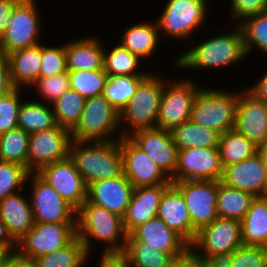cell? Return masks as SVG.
Segmentation results:
<instances>
[{
  "label": "cell",
  "mask_w": 267,
  "mask_h": 267,
  "mask_svg": "<svg viewBox=\"0 0 267 267\" xmlns=\"http://www.w3.org/2000/svg\"><path fill=\"white\" fill-rule=\"evenodd\" d=\"M32 87L39 91L38 93L44 101L46 100L52 105L70 88L68 71L51 77H40Z\"/></svg>",
  "instance_id": "46"
},
{
  "label": "cell",
  "mask_w": 267,
  "mask_h": 267,
  "mask_svg": "<svg viewBox=\"0 0 267 267\" xmlns=\"http://www.w3.org/2000/svg\"><path fill=\"white\" fill-rule=\"evenodd\" d=\"M85 102V98L69 88L52 104L56 125L72 131L80 121Z\"/></svg>",
  "instance_id": "38"
},
{
  "label": "cell",
  "mask_w": 267,
  "mask_h": 267,
  "mask_svg": "<svg viewBox=\"0 0 267 267\" xmlns=\"http://www.w3.org/2000/svg\"><path fill=\"white\" fill-rule=\"evenodd\" d=\"M148 22V23H147ZM136 23L125 29L121 36L122 47L129 49L140 59H146L153 56L159 42V27L157 21Z\"/></svg>",
  "instance_id": "28"
},
{
  "label": "cell",
  "mask_w": 267,
  "mask_h": 267,
  "mask_svg": "<svg viewBox=\"0 0 267 267\" xmlns=\"http://www.w3.org/2000/svg\"><path fill=\"white\" fill-rule=\"evenodd\" d=\"M241 222L243 245L267 246V196L255 197Z\"/></svg>",
  "instance_id": "29"
},
{
  "label": "cell",
  "mask_w": 267,
  "mask_h": 267,
  "mask_svg": "<svg viewBox=\"0 0 267 267\" xmlns=\"http://www.w3.org/2000/svg\"><path fill=\"white\" fill-rule=\"evenodd\" d=\"M230 17L239 24L250 16L267 10V0H231Z\"/></svg>",
  "instance_id": "47"
},
{
  "label": "cell",
  "mask_w": 267,
  "mask_h": 267,
  "mask_svg": "<svg viewBox=\"0 0 267 267\" xmlns=\"http://www.w3.org/2000/svg\"><path fill=\"white\" fill-rule=\"evenodd\" d=\"M101 253L99 267H130L128 259L123 251Z\"/></svg>",
  "instance_id": "48"
},
{
  "label": "cell",
  "mask_w": 267,
  "mask_h": 267,
  "mask_svg": "<svg viewBox=\"0 0 267 267\" xmlns=\"http://www.w3.org/2000/svg\"><path fill=\"white\" fill-rule=\"evenodd\" d=\"M28 182L32 185L29 198L35 223L77 222V210L37 173H30Z\"/></svg>",
  "instance_id": "12"
},
{
  "label": "cell",
  "mask_w": 267,
  "mask_h": 267,
  "mask_svg": "<svg viewBox=\"0 0 267 267\" xmlns=\"http://www.w3.org/2000/svg\"><path fill=\"white\" fill-rule=\"evenodd\" d=\"M169 267H201V261L190 251L179 259H176Z\"/></svg>",
  "instance_id": "54"
},
{
  "label": "cell",
  "mask_w": 267,
  "mask_h": 267,
  "mask_svg": "<svg viewBox=\"0 0 267 267\" xmlns=\"http://www.w3.org/2000/svg\"><path fill=\"white\" fill-rule=\"evenodd\" d=\"M206 0H168L165 8L156 20L159 32L166 36L186 39L193 31L203 26L207 18Z\"/></svg>",
  "instance_id": "10"
},
{
  "label": "cell",
  "mask_w": 267,
  "mask_h": 267,
  "mask_svg": "<svg viewBox=\"0 0 267 267\" xmlns=\"http://www.w3.org/2000/svg\"><path fill=\"white\" fill-rule=\"evenodd\" d=\"M123 252L130 267H169L176 259L166 252L149 247L147 242L127 235Z\"/></svg>",
  "instance_id": "32"
},
{
  "label": "cell",
  "mask_w": 267,
  "mask_h": 267,
  "mask_svg": "<svg viewBox=\"0 0 267 267\" xmlns=\"http://www.w3.org/2000/svg\"><path fill=\"white\" fill-rule=\"evenodd\" d=\"M257 153L261 156L264 167L267 171V141L257 147Z\"/></svg>",
  "instance_id": "55"
},
{
  "label": "cell",
  "mask_w": 267,
  "mask_h": 267,
  "mask_svg": "<svg viewBox=\"0 0 267 267\" xmlns=\"http://www.w3.org/2000/svg\"><path fill=\"white\" fill-rule=\"evenodd\" d=\"M128 138L171 178L177 165V147L170 131L161 128L138 130Z\"/></svg>",
  "instance_id": "18"
},
{
  "label": "cell",
  "mask_w": 267,
  "mask_h": 267,
  "mask_svg": "<svg viewBox=\"0 0 267 267\" xmlns=\"http://www.w3.org/2000/svg\"><path fill=\"white\" fill-rule=\"evenodd\" d=\"M230 33L215 35L197 44L178 56L175 61L181 69L224 67L241 62L247 57L244 48L243 34L236 23Z\"/></svg>",
  "instance_id": "3"
},
{
  "label": "cell",
  "mask_w": 267,
  "mask_h": 267,
  "mask_svg": "<svg viewBox=\"0 0 267 267\" xmlns=\"http://www.w3.org/2000/svg\"><path fill=\"white\" fill-rule=\"evenodd\" d=\"M242 244L241 222L218 217L197 231L189 251L202 263L219 262Z\"/></svg>",
  "instance_id": "6"
},
{
  "label": "cell",
  "mask_w": 267,
  "mask_h": 267,
  "mask_svg": "<svg viewBox=\"0 0 267 267\" xmlns=\"http://www.w3.org/2000/svg\"><path fill=\"white\" fill-rule=\"evenodd\" d=\"M158 76L150 72L139 84L129 103L119 113V126L125 123L127 125L120 132V138L128 137L138 130L157 127L159 105L165 85L164 77Z\"/></svg>",
  "instance_id": "5"
},
{
  "label": "cell",
  "mask_w": 267,
  "mask_h": 267,
  "mask_svg": "<svg viewBox=\"0 0 267 267\" xmlns=\"http://www.w3.org/2000/svg\"><path fill=\"white\" fill-rule=\"evenodd\" d=\"M133 190L132 183L122 173L117 177L102 179L88 184L86 200L124 217Z\"/></svg>",
  "instance_id": "21"
},
{
  "label": "cell",
  "mask_w": 267,
  "mask_h": 267,
  "mask_svg": "<svg viewBox=\"0 0 267 267\" xmlns=\"http://www.w3.org/2000/svg\"><path fill=\"white\" fill-rule=\"evenodd\" d=\"M173 142L177 150L188 148H218L220 134L214 130L204 128L191 120L183 122L171 131Z\"/></svg>",
  "instance_id": "30"
},
{
  "label": "cell",
  "mask_w": 267,
  "mask_h": 267,
  "mask_svg": "<svg viewBox=\"0 0 267 267\" xmlns=\"http://www.w3.org/2000/svg\"><path fill=\"white\" fill-rule=\"evenodd\" d=\"M174 80L171 83L165 81L157 117V128L167 131L190 120L191 105L200 89L189 78Z\"/></svg>",
  "instance_id": "11"
},
{
  "label": "cell",
  "mask_w": 267,
  "mask_h": 267,
  "mask_svg": "<svg viewBox=\"0 0 267 267\" xmlns=\"http://www.w3.org/2000/svg\"><path fill=\"white\" fill-rule=\"evenodd\" d=\"M21 88H15L0 98V134L18 127V112L23 101Z\"/></svg>",
  "instance_id": "45"
},
{
  "label": "cell",
  "mask_w": 267,
  "mask_h": 267,
  "mask_svg": "<svg viewBox=\"0 0 267 267\" xmlns=\"http://www.w3.org/2000/svg\"><path fill=\"white\" fill-rule=\"evenodd\" d=\"M218 149L222 167L239 163L257 153V146L235 128L220 135Z\"/></svg>",
  "instance_id": "34"
},
{
  "label": "cell",
  "mask_w": 267,
  "mask_h": 267,
  "mask_svg": "<svg viewBox=\"0 0 267 267\" xmlns=\"http://www.w3.org/2000/svg\"><path fill=\"white\" fill-rule=\"evenodd\" d=\"M69 157L74 161L86 185L123 173L120 140L96 142L72 140Z\"/></svg>",
  "instance_id": "2"
},
{
  "label": "cell",
  "mask_w": 267,
  "mask_h": 267,
  "mask_svg": "<svg viewBox=\"0 0 267 267\" xmlns=\"http://www.w3.org/2000/svg\"><path fill=\"white\" fill-rule=\"evenodd\" d=\"M172 184L140 186L133 190L130 203L123 217L127 234L148 220L157 217L159 204L164 192Z\"/></svg>",
  "instance_id": "23"
},
{
  "label": "cell",
  "mask_w": 267,
  "mask_h": 267,
  "mask_svg": "<svg viewBox=\"0 0 267 267\" xmlns=\"http://www.w3.org/2000/svg\"><path fill=\"white\" fill-rule=\"evenodd\" d=\"M9 62L11 82L15 88L31 87L40 78L41 43L5 56Z\"/></svg>",
  "instance_id": "27"
},
{
  "label": "cell",
  "mask_w": 267,
  "mask_h": 267,
  "mask_svg": "<svg viewBox=\"0 0 267 267\" xmlns=\"http://www.w3.org/2000/svg\"><path fill=\"white\" fill-rule=\"evenodd\" d=\"M220 182L256 197L267 196V171L258 153L239 163L224 166Z\"/></svg>",
  "instance_id": "19"
},
{
  "label": "cell",
  "mask_w": 267,
  "mask_h": 267,
  "mask_svg": "<svg viewBox=\"0 0 267 267\" xmlns=\"http://www.w3.org/2000/svg\"><path fill=\"white\" fill-rule=\"evenodd\" d=\"M40 77L67 72L65 44L61 46H45L41 44Z\"/></svg>",
  "instance_id": "44"
},
{
  "label": "cell",
  "mask_w": 267,
  "mask_h": 267,
  "mask_svg": "<svg viewBox=\"0 0 267 267\" xmlns=\"http://www.w3.org/2000/svg\"><path fill=\"white\" fill-rule=\"evenodd\" d=\"M146 77L129 75L109 77L102 95L120 113Z\"/></svg>",
  "instance_id": "37"
},
{
  "label": "cell",
  "mask_w": 267,
  "mask_h": 267,
  "mask_svg": "<svg viewBox=\"0 0 267 267\" xmlns=\"http://www.w3.org/2000/svg\"><path fill=\"white\" fill-rule=\"evenodd\" d=\"M11 82L9 62L5 56H0V98L14 90Z\"/></svg>",
  "instance_id": "50"
},
{
  "label": "cell",
  "mask_w": 267,
  "mask_h": 267,
  "mask_svg": "<svg viewBox=\"0 0 267 267\" xmlns=\"http://www.w3.org/2000/svg\"><path fill=\"white\" fill-rule=\"evenodd\" d=\"M89 254L75 236L66 246L35 259L37 267H84Z\"/></svg>",
  "instance_id": "36"
},
{
  "label": "cell",
  "mask_w": 267,
  "mask_h": 267,
  "mask_svg": "<svg viewBox=\"0 0 267 267\" xmlns=\"http://www.w3.org/2000/svg\"><path fill=\"white\" fill-rule=\"evenodd\" d=\"M220 262L224 267H267V249L242 244Z\"/></svg>",
  "instance_id": "43"
},
{
  "label": "cell",
  "mask_w": 267,
  "mask_h": 267,
  "mask_svg": "<svg viewBox=\"0 0 267 267\" xmlns=\"http://www.w3.org/2000/svg\"><path fill=\"white\" fill-rule=\"evenodd\" d=\"M140 61L141 59L137 55H134L120 44L114 46L110 52L104 48L103 69L109 77L122 75L148 76L150 73L142 72V70L140 72V69H138V66L141 65Z\"/></svg>",
  "instance_id": "35"
},
{
  "label": "cell",
  "mask_w": 267,
  "mask_h": 267,
  "mask_svg": "<svg viewBox=\"0 0 267 267\" xmlns=\"http://www.w3.org/2000/svg\"><path fill=\"white\" fill-rule=\"evenodd\" d=\"M21 192L0 200V220L16 244L35 224L31 202Z\"/></svg>",
  "instance_id": "25"
},
{
  "label": "cell",
  "mask_w": 267,
  "mask_h": 267,
  "mask_svg": "<svg viewBox=\"0 0 267 267\" xmlns=\"http://www.w3.org/2000/svg\"><path fill=\"white\" fill-rule=\"evenodd\" d=\"M30 173L20 164L0 160V200L22 191Z\"/></svg>",
  "instance_id": "42"
},
{
  "label": "cell",
  "mask_w": 267,
  "mask_h": 267,
  "mask_svg": "<svg viewBox=\"0 0 267 267\" xmlns=\"http://www.w3.org/2000/svg\"><path fill=\"white\" fill-rule=\"evenodd\" d=\"M77 222L35 223L18 241L16 251L36 259L66 246L76 236Z\"/></svg>",
  "instance_id": "9"
},
{
  "label": "cell",
  "mask_w": 267,
  "mask_h": 267,
  "mask_svg": "<svg viewBox=\"0 0 267 267\" xmlns=\"http://www.w3.org/2000/svg\"><path fill=\"white\" fill-rule=\"evenodd\" d=\"M255 197L251 193L228 187L217 181L216 210L218 217L241 221Z\"/></svg>",
  "instance_id": "31"
},
{
  "label": "cell",
  "mask_w": 267,
  "mask_h": 267,
  "mask_svg": "<svg viewBox=\"0 0 267 267\" xmlns=\"http://www.w3.org/2000/svg\"><path fill=\"white\" fill-rule=\"evenodd\" d=\"M36 0H22L11 17L8 28L0 36V56L38 45L41 27Z\"/></svg>",
  "instance_id": "8"
},
{
  "label": "cell",
  "mask_w": 267,
  "mask_h": 267,
  "mask_svg": "<svg viewBox=\"0 0 267 267\" xmlns=\"http://www.w3.org/2000/svg\"><path fill=\"white\" fill-rule=\"evenodd\" d=\"M127 235L123 217L104 207L86 200L77 210L76 236L82 241L88 254L92 252L90 250L95 239L106 244L103 252L123 251Z\"/></svg>",
  "instance_id": "1"
},
{
  "label": "cell",
  "mask_w": 267,
  "mask_h": 267,
  "mask_svg": "<svg viewBox=\"0 0 267 267\" xmlns=\"http://www.w3.org/2000/svg\"><path fill=\"white\" fill-rule=\"evenodd\" d=\"M1 267H37V264L34 259L25 257L17 251H14L5 254Z\"/></svg>",
  "instance_id": "51"
},
{
  "label": "cell",
  "mask_w": 267,
  "mask_h": 267,
  "mask_svg": "<svg viewBox=\"0 0 267 267\" xmlns=\"http://www.w3.org/2000/svg\"><path fill=\"white\" fill-rule=\"evenodd\" d=\"M6 252L0 247V267Z\"/></svg>",
  "instance_id": "57"
},
{
  "label": "cell",
  "mask_w": 267,
  "mask_h": 267,
  "mask_svg": "<svg viewBox=\"0 0 267 267\" xmlns=\"http://www.w3.org/2000/svg\"><path fill=\"white\" fill-rule=\"evenodd\" d=\"M70 89L78 92L83 98L89 99L102 95L109 78L105 70L68 71Z\"/></svg>",
  "instance_id": "40"
},
{
  "label": "cell",
  "mask_w": 267,
  "mask_h": 267,
  "mask_svg": "<svg viewBox=\"0 0 267 267\" xmlns=\"http://www.w3.org/2000/svg\"><path fill=\"white\" fill-rule=\"evenodd\" d=\"M30 134L16 127L0 134V160L20 164L28 169Z\"/></svg>",
  "instance_id": "39"
},
{
  "label": "cell",
  "mask_w": 267,
  "mask_h": 267,
  "mask_svg": "<svg viewBox=\"0 0 267 267\" xmlns=\"http://www.w3.org/2000/svg\"><path fill=\"white\" fill-rule=\"evenodd\" d=\"M136 240L147 242L149 247L171 254L175 259L189 252V244L159 217L152 218L130 233Z\"/></svg>",
  "instance_id": "22"
},
{
  "label": "cell",
  "mask_w": 267,
  "mask_h": 267,
  "mask_svg": "<svg viewBox=\"0 0 267 267\" xmlns=\"http://www.w3.org/2000/svg\"><path fill=\"white\" fill-rule=\"evenodd\" d=\"M85 37L65 43L67 71H92L103 68L104 45L96 36Z\"/></svg>",
  "instance_id": "26"
},
{
  "label": "cell",
  "mask_w": 267,
  "mask_h": 267,
  "mask_svg": "<svg viewBox=\"0 0 267 267\" xmlns=\"http://www.w3.org/2000/svg\"><path fill=\"white\" fill-rule=\"evenodd\" d=\"M256 83L247 88L257 99L262 100L267 105V71Z\"/></svg>",
  "instance_id": "52"
},
{
  "label": "cell",
  "mask_w": 267,
  "mask_h": 267,
  "mask_svg": "<svg viewBox=\"0 0 267 267\" xmlns=\"http://www.w3.org/2000/svg\"><path fill=\"white\" fill-rule=\"evenodd\" d=\"M56 126L53 106L42 101H23L18 112V127L32 134Z\"/></svg>",
  "instance_id": "33"
},
{
  "label": "cell",
  "mask_w": 267,
  "mask_h": 267,
  "mask_svg": "<svg viewBox=\"0 0 267 267\" xmlns=\"http://www.w3.org/2000/svg\"><path fill=\"white\" fill-rule=\"evenodd\" d=\"M0 247L7 252L16 251V243L9 236L5 224L0 220Z\"/></svg>",
  "instance_id": "53"
},
{
  "label": "cell",
  "mask_w": 267,
  "mask_h": 267,
  "mask_svg": "<svg viewBox=\"0 0 267 267\" xmlns=\"http://www.w3.org/2000/svg\"><path fill=\"white\" fill-rule=\"evenodd\" d=\"M119 113L103 95L86 99L79 123L71 131L74 141H113L119 128ZM112 135V137H111Z\"/></svg>",
  "instance_id": "7"
},
{
  "label": "cell",
  "mask_w": 267,
  "mask_h": 267,
  "mask_svg": "<svg viewBox=\"0 0 267 267\" xmlns=\"http://www.w3.org/2000/svg\"><path fill=\"white\" fill-rule=\"evenodd\" d=\"M22 0H0V36L8 28L15 7Z\"/></svg>",
  "instance_id": "49"
},
{
  "label": "cell",
  "mask_w": 267,
  "mask_h": 267,
  "mask_svg": "<svg viewBox=\"0 0 267 267\" xmlns=\"http://www.w3.org/2000/svg\"><path fill=\"white\" fill-rule=\"evenodd\" d=\"M201 267H224L223 264L219 262H201Z\"/></svg>",
  "instance_id": "56"
},
{
  "label": "cell",
  "mask_w": 267,
  "mask_h": 267,
  "mask_svg": "<svg viewBox=\"0 0 267 267\" xmlns=\"http://www.w3.org/2000/svg\"><path fill=\"white\" fill-rule=\"evenodd\" d=\"M234 128L257 147L267 141V105L247 89L240 90Z\"/></svg>",
  "instance_id": "20"
},
{
  "label": "cell",
  "mask_w": 267,
  "mask_h": 267,
  "mask_svg": "<svg viewBox=\"0 0 267 267\" xmlns=\"http://www.w3.org/2000/svg\"><path fill=\"white\" fill-rule=\"evenodd\" d=\"M181 192L191 218L198 231L218 218L216 210L217 181L185 180L172 182Z\"/></svg>",
  "instance_id": "15"
},
{
  "label": "cell",
  "mask_w": 267,
  "mask_h": 267,
  "mask_svg": "<svg viewBox=\"0 0 267 267\" xmlns=\"http://www.w3.org/2000/svg\"><path fill=\"white\" fill-rule=\"evenodd\" d=\"M222 173L218 148H188L177 151V165L170 180L220 181Z\"/></svg>",
  "instance_id": "14"
},
{
  "label": "cell",
  "mask_w": 267,
  "mask_h": 267,
  "mask_svg": "<svg viewBox=\"0 0 267 267\" xmlns=\"http://www.w3.org/2000/svg\"><path fill=\"white\" fill-rule=\"evenodd\" d=\"M238 25L243 34L246 55L256 47L267 55V10L244 19Z\"/></svg>",
  "instance_id": "41"
},
{
  "label": "cell",
  "mask_w": 267,
  "mask_h": 267,
  "mask_svg": "<svg viewBox=\"0 0 267 267\" xmlns=\"http://www.w3.org/2000/svg\"><path fill=\"white\" fill-rule=\"evenodd\" d=\"M123 174L134 188L172 184L170 178L128 137L120 138Z\"/></svg>",
  "instance_id": "17"
},
{
  "label": "cell",
  "mask_w": 267,
  "mask_h": 267,
  "mask_svg": "<svg viewBox=\"0 0 267 267\" xmlns=\"http://www.w3.org/2000/svg\"><path fill=\"white\" fill-rule=\"evenodd\" d=\"M71 142V131L59 125L30 134L28 170L37 173L45 165L68 158Z\"/></svg>",
  "instance_id": "13"
},
{
  "label": "cell",
  "mask_w": 267,
  "mask_h": 267,
  "mask_svg": "<svg viewBox=\"0 0 267 267\" xmlns=\"http://www.w3.org/2000/svg\"><path fill=\"white\" fill-rule=\"evenodd\" d=\"M37 174L76 210L86 201L87 185L70 157L43 166Z\"/></svg>",
  "instance_id": "16"
},
{
  "label": "cell",
  "mask_w": 267,
  "mask_h": 267,
  "mask_svg": "<svg viewBox=\"0 0 267 267\" xmlns=\"http://www.w3.org/2000/svg\"><path fill=\"white\" fill-rule=\"evenodd\" d=\"M157 217L189 245L195 239L197 231L192 227L187 205L181 192L173 184L164 192Z\"/></svg>",
  "instance_id": "24"
},
{
  "label": "cell",
  "mask_w": 267,
  "mask_h": 267,
  "mask_svg": "<svg viewBox=\"0 0 267 267\" xmlns=\"http://www.w3.org/2000/svg\"><path fill=\"white\" fill-rule=\"evenodd\" d=\"M239 94L240 91L200 88L191 105L190 120L220 135L233 129Z\"/></svg>",
  "instance_id": "4"
}]
</instances>
